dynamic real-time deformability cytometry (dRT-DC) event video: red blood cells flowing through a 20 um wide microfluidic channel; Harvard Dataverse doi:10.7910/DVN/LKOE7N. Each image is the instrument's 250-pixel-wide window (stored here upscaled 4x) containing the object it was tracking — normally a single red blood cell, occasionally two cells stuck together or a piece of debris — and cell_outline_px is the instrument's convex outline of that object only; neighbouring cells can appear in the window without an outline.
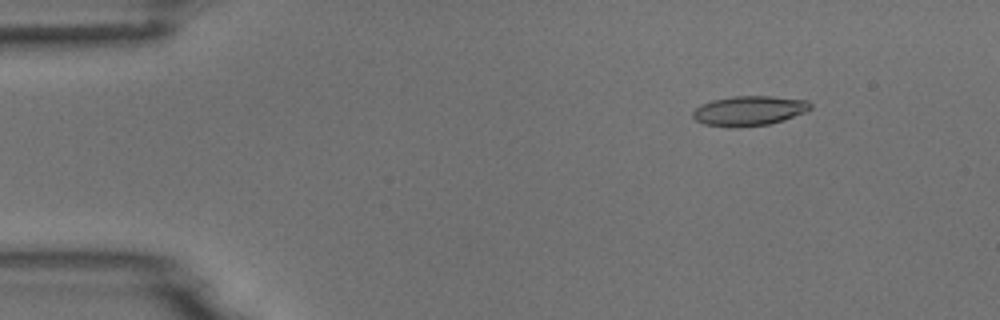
{"species": "common noctule bat (a hibernating species)", "species_latin": "Nyctalus noctula", "temperature_condition": "room temperature", "stored_images_in_passage": 8, "camera_frame_rate_fps": 3000, "um_per_image_px": 0.085, "animal": {"sex": "male", "body_mass_g": 18.8}, "frame": {"image": 1, "passage_image": 1, "time_ms": 0.0, "image_size_px": [1000, 320], "cell_outline_px": [[812, 108], [808, 112], [784, 120], [768, 124], [736, 128], [728, 128], [704, 124], [696, 120], [692, 116], [692, 112], [700, 104], [712, 100], [732, 96], [772, 96], [808, 100], [812, 104]], "centroid_in_image_um": [63.69, 9.42], "position_along_channel_um": 21.3, "area_um2": 20.81}}